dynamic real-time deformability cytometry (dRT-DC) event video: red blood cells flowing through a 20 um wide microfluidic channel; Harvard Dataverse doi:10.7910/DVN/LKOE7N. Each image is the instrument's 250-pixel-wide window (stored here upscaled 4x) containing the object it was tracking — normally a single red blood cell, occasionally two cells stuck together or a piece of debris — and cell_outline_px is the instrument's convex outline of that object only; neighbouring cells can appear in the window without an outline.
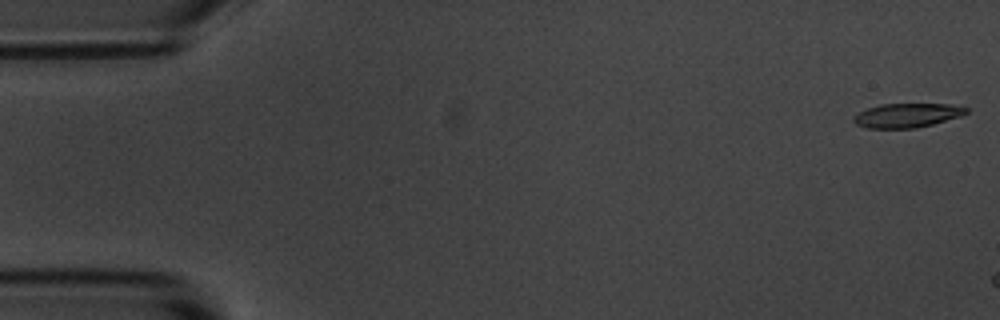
{"species": "common noctule bat (a hibernating species)", "species_latin": "Nyctalus noctula", "temperature_condition": "room temperature", "stored_images_in_passage": 12, "camera_frame_rate_fps": 3000, "um_per_image_px": 0.085, "animal": {"sex": "male", "body_mass_g": 20.1, "forearm_length_mm": 53.5}, "frame": {"image": 1, "passage_image": 1, "time_ms": 0.0, "image_size_px": [1000, 320], "cell_outline_px": [[968, 112], [960, 116], [932, 124], [916, 128], [868, 128], [856, 124], [852, 120], [852, 116], [868, 108], [880, 104], [948, 104], [968, 108]], "centroid_in_image_um": [77.07, 9.8], "position_along_channel_um": 7.9, "area_um2": 15.72}}